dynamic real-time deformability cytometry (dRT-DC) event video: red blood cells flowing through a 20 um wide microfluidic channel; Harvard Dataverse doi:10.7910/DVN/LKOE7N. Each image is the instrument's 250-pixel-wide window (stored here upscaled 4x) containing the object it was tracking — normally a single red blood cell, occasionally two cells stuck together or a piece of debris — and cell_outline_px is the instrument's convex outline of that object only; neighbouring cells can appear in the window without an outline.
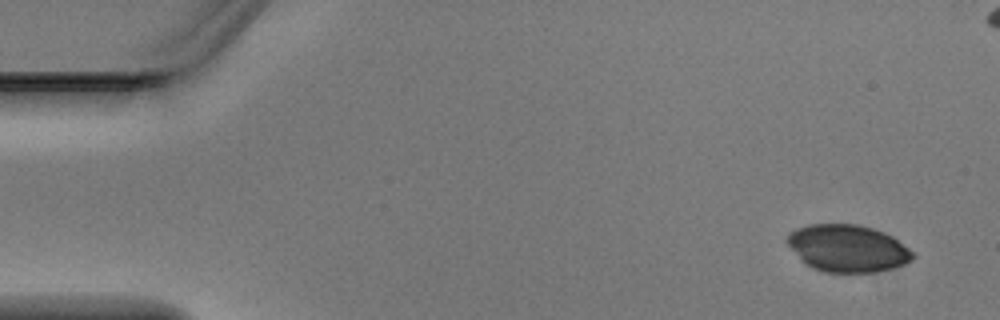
{"species": "Egyptian fruit bat (a non-hibernating species)", "species_latin": "Rousettus aegyptiacus", "temperature_condition": "warm", "stored_images_in_passage": 5, "segment_of_instrument_passage": [2, 2], "camera_frame_rate_fps": 3000, "um_per_image_px": 0.085, "animal": {"sex": "male"}, "frame": {"image": 1, "passage_image": 5, "time_ms": 1.333, "image_size_px": [1000, 320], "cell_outline_px": [[916, 256], [912, 260], [904, 264], [892, 268], [872, 272], [824, 272], [812, 268], [784, 240], [788, 232], [796, 228], [808, 224], [860, 224], [884, 232], [892, 236], [908, 248]], "centroid_in_image_um": [72.05, 21.09], "position_along_channel_um": 13.0, "area_um2": 34.33}}